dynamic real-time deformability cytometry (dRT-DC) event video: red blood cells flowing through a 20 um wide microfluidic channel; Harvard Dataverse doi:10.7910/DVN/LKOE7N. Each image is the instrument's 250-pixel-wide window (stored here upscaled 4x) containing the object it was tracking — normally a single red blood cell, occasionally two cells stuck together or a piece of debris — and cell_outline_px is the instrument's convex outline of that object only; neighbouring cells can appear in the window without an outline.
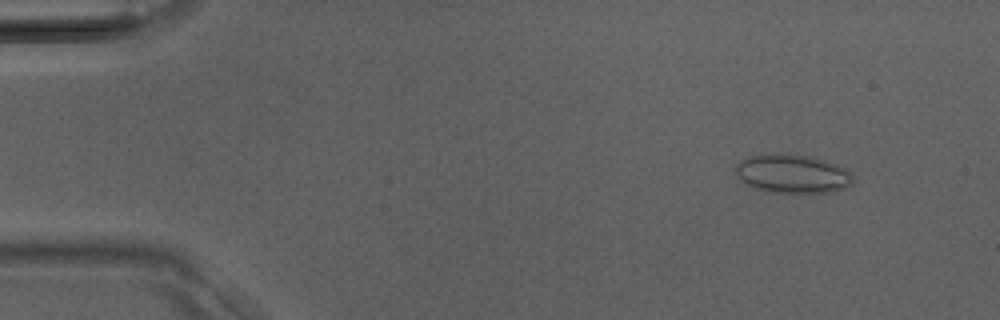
{"species": "Egyptian fruit bat (a non-hibernating species)", "species_latin": "Rousettus aegyptiacus", "temperature_condition": "room temperature", "stored_images_in_passage": 39, "camera_frame_rate_fps": 3000, "um_per_image_px": 0.085, "animal": {"sex": "male"}, "frame": {"image": 1, "passage_image": 4, "time_ms": 1.0, "image_size_px": [1000, 320], "cell_outline_px": [[852, 184], [844, 188], [828, 192], [768, 192], [752, 188], [744, 184], [740, 180], [736, 172], [736, 164], [740, 160], [748, 156], [772, 152], [808, 156], [824, 160], [836, 164], [852, 172]], "centroid_in_image_um": [67.3, 14.76], "position_along_channel_um": 17.7, "area_um2": 26.7}}
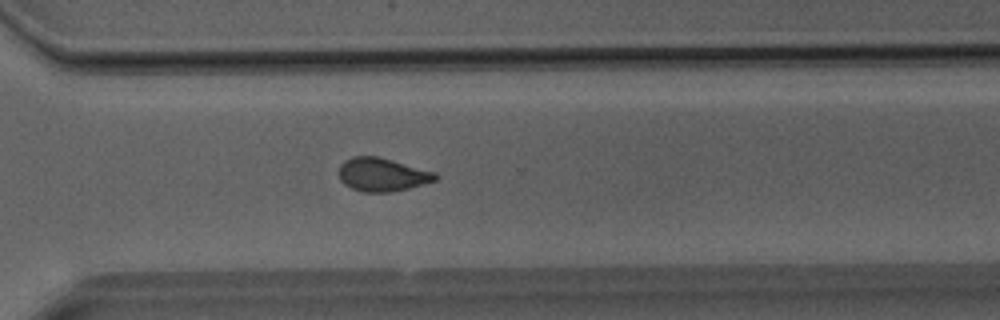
{"frame": {"image": 2, "passage_image": 28, "time_ms": 9.0, "image_size_px": [1000, 320], "cell_outline_px": [[440, 176], [436, 180], [408, 188], [392, 192], [364, 192], [352, 188], [344, 184], [340, 180], [340, 164], [344, 160], [352, 156], [376, 156], [392, 160], [436, 172]], "centroid_in_image_um": [32.49, 14.84], "position_along_channel_um": 338.1, "area_um2": 18.73}}
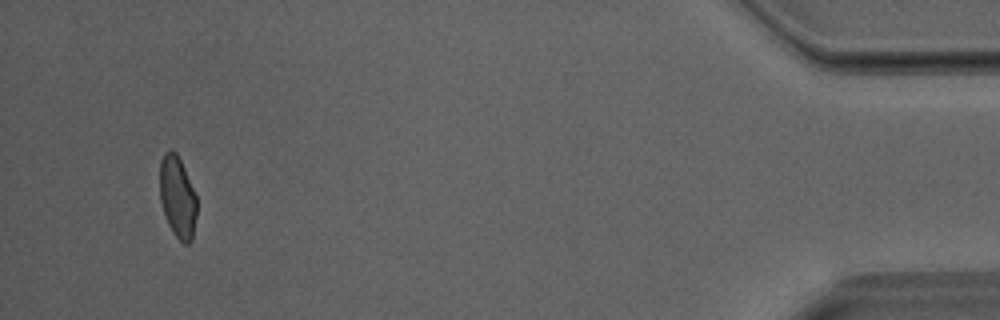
{"frame": {"image": 3, "passage_image": 37, "time_ms": 12.0, "image_size_px": [1000, 320], "cell_outline_px": [[196, 216], [192, 240], [188, 244], [184, 244], [176, 236], [168, 224], [160, 200], [160, 160], [164, 152], [176, 152], [184, 168], [196, 196]], "centroid_in_image_um": [15.08, 16.77], "position_along_channel_um": 420.1, "area_um2": 17.34}}